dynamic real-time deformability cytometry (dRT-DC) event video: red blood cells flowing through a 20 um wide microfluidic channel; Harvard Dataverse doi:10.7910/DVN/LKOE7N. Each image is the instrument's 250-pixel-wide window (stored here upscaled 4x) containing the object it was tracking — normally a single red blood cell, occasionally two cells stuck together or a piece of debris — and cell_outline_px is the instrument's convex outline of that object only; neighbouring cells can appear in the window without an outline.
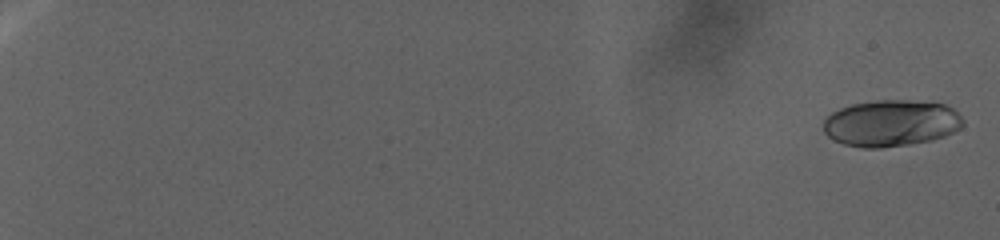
{"species": "human", "species_latin": "Homo sapiens", "temperature_condition": "warm", "stored_images_in_passage": 137, "camera_frame_rate_fps": 3000, "um_per_image_px": 0.085, "donor": {"sex": "female"}, "frame": {"image": 1, "passage_image": 2, "time_ms": 0.667, "image_size_px": [1000, 240], "cell_outline_px": [[964, 124], [960, 128], [944, 136], [932, 140], [908, 144], [880, 148], [864, 148], [844, 144], [828, 136], [824, 132], [824, 120], [832, 112], [840, 108], [852, 104], [880, 100], [908, 100], [944, 104], [952, 108], [964, 120]], "centroid_in_image_um": [75.74, 10.47], "position_along_channel_um": 9.3, "area_um2": 37.63}}
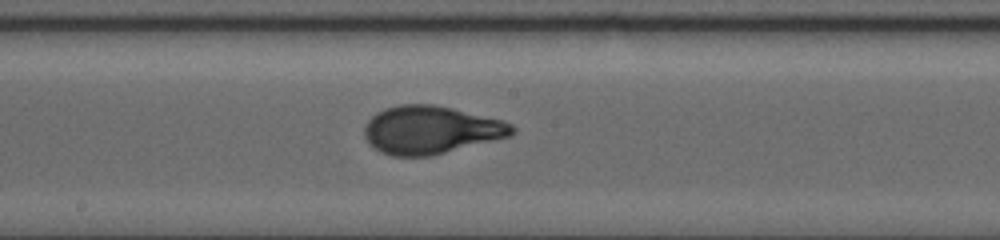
{"frame": {"image": 2, "passage_image": 73, "time_ms": 34.0, "image_size_px": [1000, 240], "cell_outline_px": [[516, 128], [508, 136], [432, 156], [392, 156], [380, 152], [368, 144], [364, 136], [364, 124], [376, 112], [384, 108], [400, 104], [432, 104], [452, 108], [504, 120], [512, 124]], "centroid_in_image_um": [36.56, 11.04], "position_along_channel_um": 211.6, "area_um2": 41.38}}
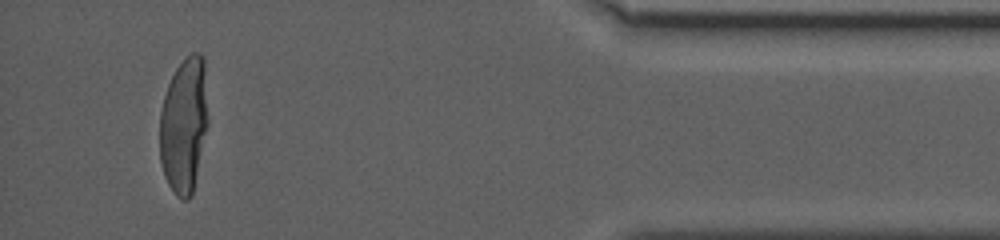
{"frame": {"image": 3, "passage_image": 134, "time_ms": 51.667, "image_size_px": [1000, 240], "cell_outline_px": [[208, 128], [192, 196], [188, 200], [184, 200], [176, 196], [168, 184], [164, 176], [160, 160], [160, 112], [164, 96], [168, 84], [176, 68], [184, 56], [192, 52], [200, 52], [204, 56], [208, 116]], "centroid_in_image_um": [15.66, 10.62], "position_along_channel_um": 419.5, "area_um2": 38.96}}